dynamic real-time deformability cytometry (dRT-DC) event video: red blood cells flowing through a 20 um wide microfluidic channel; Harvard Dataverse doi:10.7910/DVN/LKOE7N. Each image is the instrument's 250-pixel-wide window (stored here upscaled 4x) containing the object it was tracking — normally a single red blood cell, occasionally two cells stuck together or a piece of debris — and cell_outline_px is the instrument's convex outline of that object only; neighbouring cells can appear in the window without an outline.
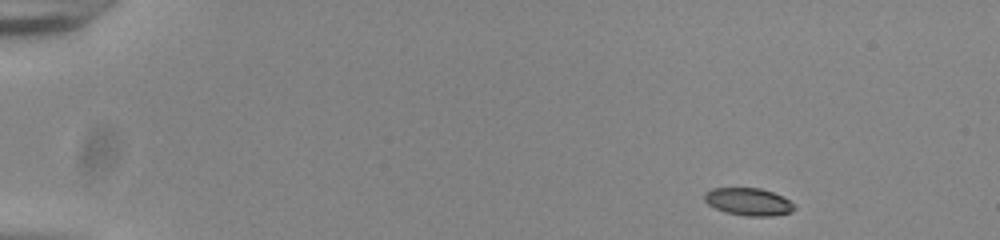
{"species": "common noctule bat (a hibernating species)", "species_latin": "Nyctalus noctula", "temperature_condition": "room temperature", "stored_images_in_passage": 48, "camera_frame_rate_fps": 3000, "um_per_image_px": 0.085, "animal": {"sex": "male", "body_mass_g": 20.0, "forearm_length_mm": 53.3}, "frame": {"image": 1, "passage_image": 1, "time_ms": 0.0, "image_size_px": [1000, 240], "cell_outline_px": [[796, 208], [792, 212], [772, 216], [744, 216], [728, 212], [716, 208], [708, 204], [704, 200], [704, 192], [712, 188], [760, 188], [772, 192], [796, 204]], "centroid_in_image_um": [63.63, 17.15], "position_along_channel_um": 21.4, "area_um2": 14.39}}
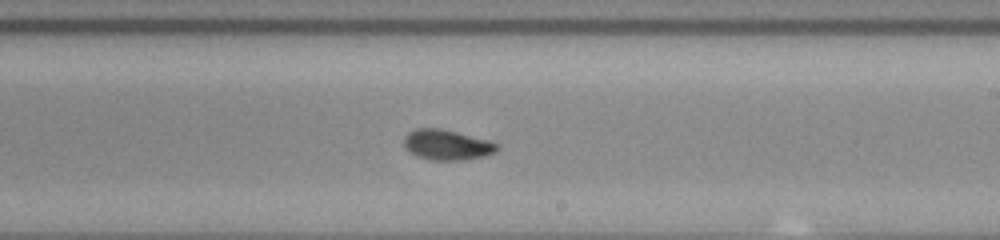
{"frame": {"image": 2, "passage_image": 28, "time_ms": 9.0, "image_size_px": [1000, 240], "cell_outline_px": [[500, 148], [496, 152], [484, 156], [464, 160], [428, 160], [416, 156], [408, 152], [404, 144], [404, 136], [408, 132], [416, 128], [440, 128], [488, 140], [496, 144]], "centroid_in_image_um": [37.95, 12.32], "position_along_channel_um": 251.0, "area_um2": 16.53}}
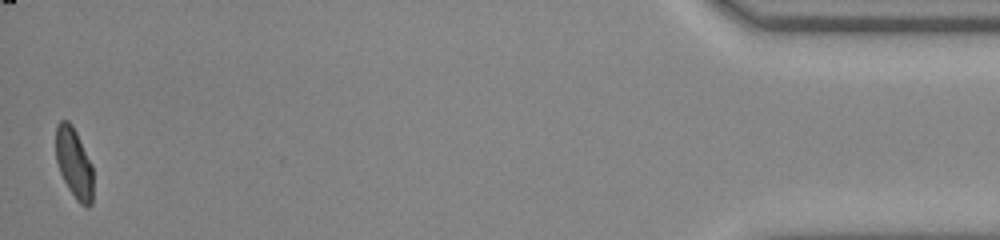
{"frame": {"image": 3, "passage_image": 48, "time_ms": 15.667, "image_size_px": [1000, 240], "cell_outline_px": [[92, 204], [88, 208], [84, 208], [76, 200], [68, 188], [60, 172], [56, 160], [56, 124], [60, 120], [68, 120], [72, 124], [92, 164]], "centroid_in_image_um": [6.29, 13.88], "position_along_channel_um": 428.9, "area_um2": 15.37}, "authors_computed_cell_mechanics": {"area_um2": 15.895, "velocity_mm_per_s": 3.8678, "shape_relaxation_time_tau1_ms": 4.4973, "shape_relaxation_time_tau2_ms": 1.8083, "deformation_change_tau1": 0.1562, "deformation_change_tau2": 0.0536}}